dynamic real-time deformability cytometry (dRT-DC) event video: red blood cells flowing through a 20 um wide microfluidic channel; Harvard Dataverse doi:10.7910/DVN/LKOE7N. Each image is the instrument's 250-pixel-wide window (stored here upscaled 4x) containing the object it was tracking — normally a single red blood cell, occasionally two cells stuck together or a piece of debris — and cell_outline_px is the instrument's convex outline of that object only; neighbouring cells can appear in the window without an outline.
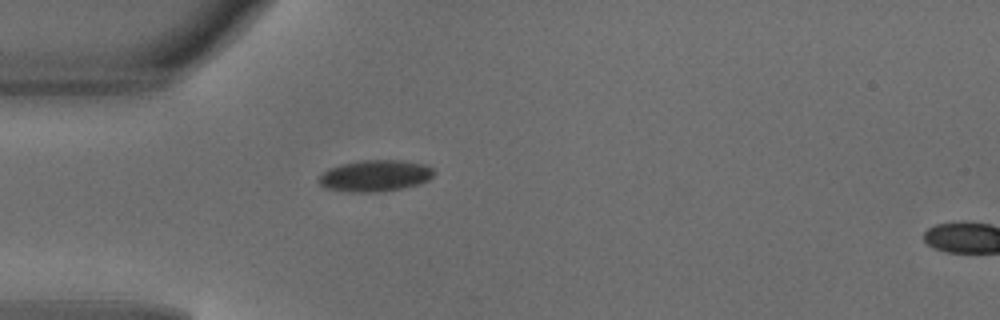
{"species": "common noctule bat (a hibernating species)", "species_latin": "Nyctalus noctula", "temperature_condition": "warm", "stored_images_in_passage": 28, "camera_frame_rate_fps": 3000, "um_per_image_px": 0.085, "animal": {"sex": "male", "body_mass_g": 18.8}, "frame": {"image": 1, "passage_image": 1, "time_ms": 0.0, "image_size_px": [1000, 320], "cell_outline_px": [[436, 172], [428, 180], [420, 184], [404, 188], [380, 192], [348, 192], [324, 188], [316, 180], [328, 168], [340, 164], [360, 160], [400, 160], [424, 164], [432, 168]], "centroid_in_image_um": [31.87, 14.94], "position_along_channel_um": 53.1, "area_um2": 21.39}}
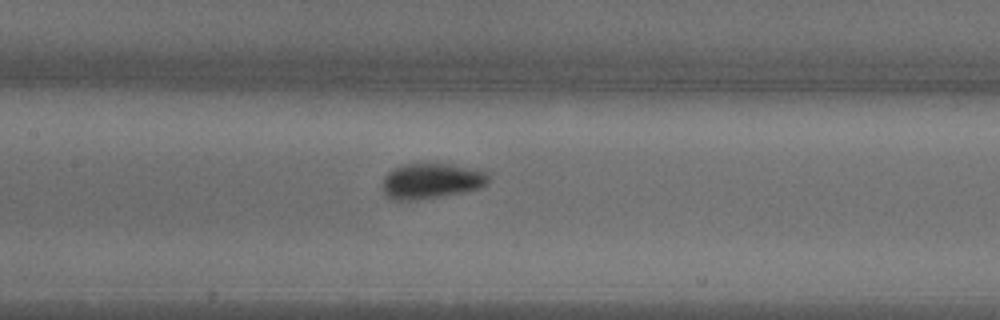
{"frame": {"image": 2, "passage_image": 10, "time_ms": 3.0, "image_size_px": [1000, 320], "cell_outline_px": [[488, 184], [480, 188], [464, 192], [416, 200], [388, 200], [384, 196], [380, 188], [384, 176], [388, 172], [404, 164], [448, 164], [480, 168], [488, 176]], "centroid_in_image_um": [36.62, 15.39], "position_along_channel_um": 170.8, "area_um2": 22.25}}
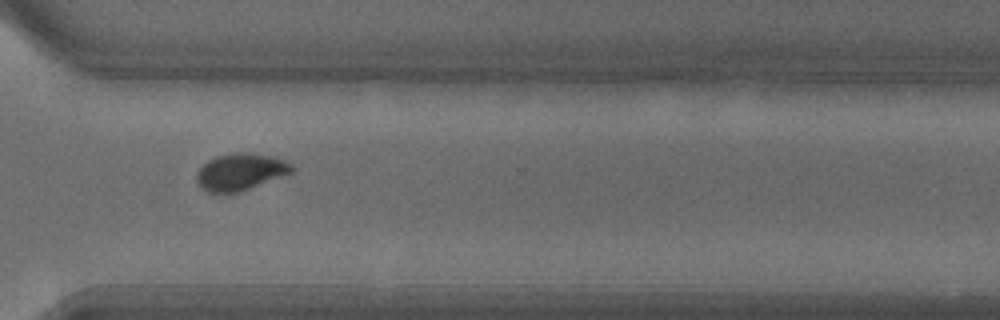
{"frame": {"image": 3, "passage_image": 23, "time_ms": 7.333, "image_size_px": [1000, 320], "cell_outline_px": [[292, 172], [248, 188], [236, 192], [208, 192], [200, 188], [196, 180], [196, 172], [208, 160], [216, 156], [236, 152], [256, 152], [272, 156], [284, 160], [292, 164]], "centroid_in_image_um": [20.4, 14.57], "position_along_channel_um": 350.2, "area_um2": 20.23}, "authors_computed_cell_mechanics": {"area_um2": 21.1837, "velocity_mm_per_s": 4.1478, "shape_relaxation_time_tau1_ms": 2.9587, "shape_relaxation_time_tau2_ms": null, "deformation_change_tau1": 0.1249, "deformation_change_tau2": null}}